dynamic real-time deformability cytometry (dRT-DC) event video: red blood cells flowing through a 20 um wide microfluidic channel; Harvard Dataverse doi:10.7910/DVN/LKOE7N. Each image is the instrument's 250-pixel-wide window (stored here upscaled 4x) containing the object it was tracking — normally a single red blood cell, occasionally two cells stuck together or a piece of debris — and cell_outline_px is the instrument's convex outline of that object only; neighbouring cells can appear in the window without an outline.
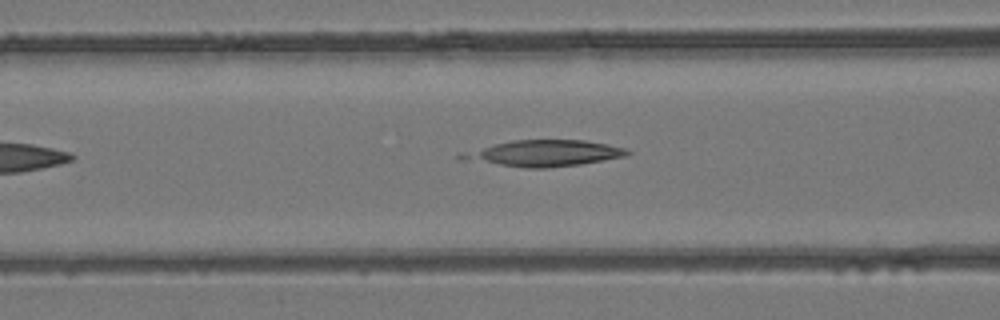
{"species": "common noctule bat (a hibernating species)", "species_latin": "Nyctalus noctula", "temperature_condition": "room temperature", "stored_images_in_passage": 3, "camera_frame_rate_fps": 3000, "um_per_image_px": 0.085, "animal": {"sex": "female", "body_mass_g": 24.6, "forearm_length_mm": 56.2}, "frame": {"image": 1, "passage_image": 3, "time_ms": 0.667, "image_size_px": [1000, 320], "cell_outline_px": [[632, 152], [624, 156], [604, 160], [580, 164], [544, 168], [524, 168], [460, 160], [456, 156], [456, 152], [512, 140], [584, 140], [608, 144], [624, 148]], "centroid_in_image_um": [46.1, 13.03], "position_along_channel_um": 120.5, "area_um2": 25.61}}